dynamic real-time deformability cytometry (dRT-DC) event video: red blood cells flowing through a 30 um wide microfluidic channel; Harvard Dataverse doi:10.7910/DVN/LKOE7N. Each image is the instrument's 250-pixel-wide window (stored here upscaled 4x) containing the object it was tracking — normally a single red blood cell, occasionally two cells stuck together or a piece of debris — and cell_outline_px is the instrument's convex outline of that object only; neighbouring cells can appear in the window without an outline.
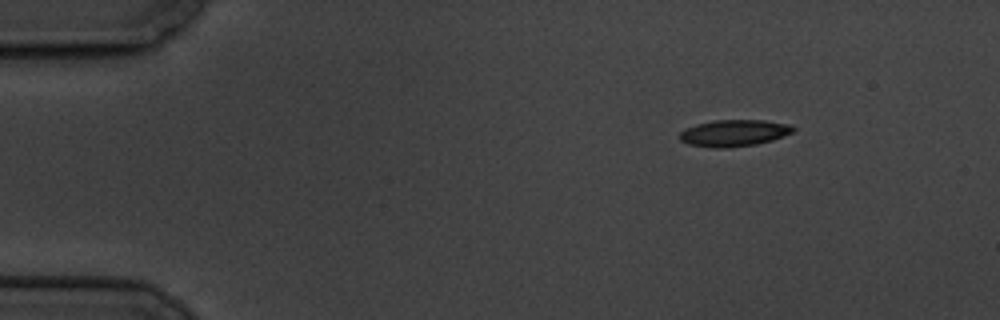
{"species": "common noctule bat (a hibernating species)", "species_latin": "Nyctalus noctula", "temperature_condition": "cold", "stored_images_in_passage": 5, "camera_frame_rate_fps": 3000, "um_per_image_px": 0.085, "animal": {"sex": "male", "body_mass_g": 19.5, "forearm_length_mm": 54.6}, "frame": {"image": 1, "passage_image": 1, "time_ms": 0.0, "image_size_px": [1000, 320], "cell_outline_px": [[796, 128], [792, 132], [772, 140], [756, 144], [720, 148], [716, 148], [688, 144], [680, 140], [680, 132], [696, 124], [716, 120], [764, 120], [788, 124]], "centroid_in_image_um": [62.39, 11.3], "position_along_channel_um": 22.6, "area_um2": 17.34}}
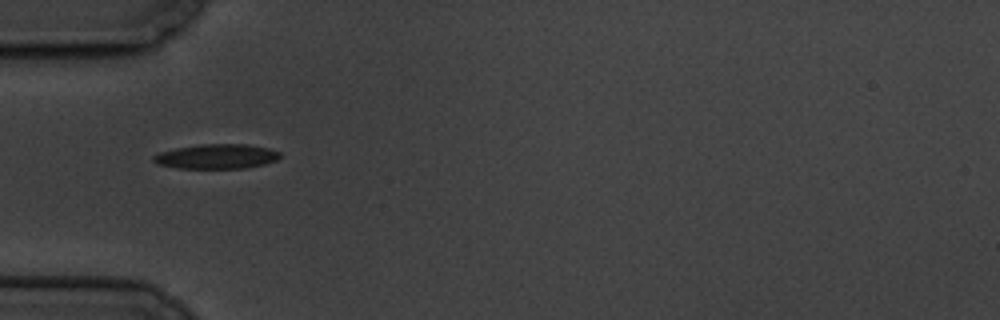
{"frame": {"image": 2, "passage_image": 4, "time_ms": 3.667, "image_size_px": [1000, 320], "cell_outline_px": [[280, 156], [276, 160], [264, 164], [248, 168], [176, 168], [156, 164], [152, 160], [152, 156], [160, 152], [176, 148], [200, 144], [248, 144], [268, 148], [280, 152]], "centroid_in_image_um": [18.39, 13.3], "position_along_channel_um": 66.6, "area_um2": 18.26}}
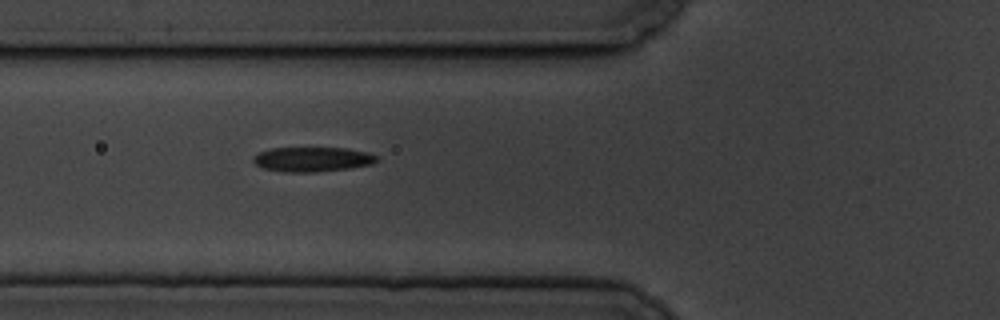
{"frame": {"image": 3, "passage_image": 5, "time_ms": 4.667, "image_size_px": [1000, 320], "cell_outline_px": [[380, 160], [372, 164], [348, 168], [312, 172], [284, 172], [264, 168], [256, 164], [252, 160], [252, 156], [260, 152], [272, 148], [348, 148], [368, 152], [376, 156]], "centroid_in_image_um": [26.56, 13.53], "position_along_channel_um": 99.2, "area_um2": 17.69}}